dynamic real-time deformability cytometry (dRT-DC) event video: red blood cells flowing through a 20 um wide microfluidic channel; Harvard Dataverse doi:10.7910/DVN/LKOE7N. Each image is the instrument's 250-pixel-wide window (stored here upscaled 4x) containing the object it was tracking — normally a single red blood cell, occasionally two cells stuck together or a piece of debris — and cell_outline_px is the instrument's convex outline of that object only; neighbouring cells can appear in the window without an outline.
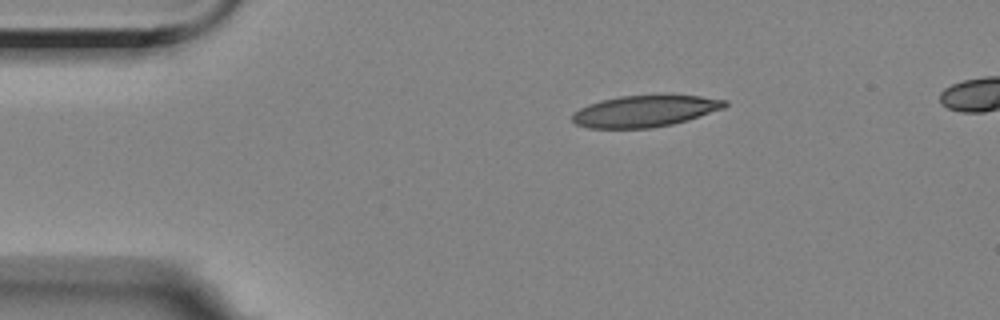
{"species": "Egyptian fruit bat (a non-hibernating species)", "species_latin": "Rousettus aegyptiacus", "temperature_condition": "room temperature", "stored_images_in_passage": 4, "camera_frame_rate_fps": 3000, "um_per_image_px": 0.085, "animal": {"sex": "female"}, "frame": {"image": 1, "passage_image": 1, "time_ms": 0.0, "image_size_px": [1000, 320], "cell_outline_px": [[728, 104], [724, 108], [688, 120], [672, 124], [652, 128], [588, 128], [576, 124], [572, 120], [572, 116], [580, 108], [588, 104], [600, 100], [620, 96], [700, 96], [728, 100]], "centroid_in_image_um": [54.82, 9.45], "position_along_channel_um": 30.2, "area_um2": 27.74}}